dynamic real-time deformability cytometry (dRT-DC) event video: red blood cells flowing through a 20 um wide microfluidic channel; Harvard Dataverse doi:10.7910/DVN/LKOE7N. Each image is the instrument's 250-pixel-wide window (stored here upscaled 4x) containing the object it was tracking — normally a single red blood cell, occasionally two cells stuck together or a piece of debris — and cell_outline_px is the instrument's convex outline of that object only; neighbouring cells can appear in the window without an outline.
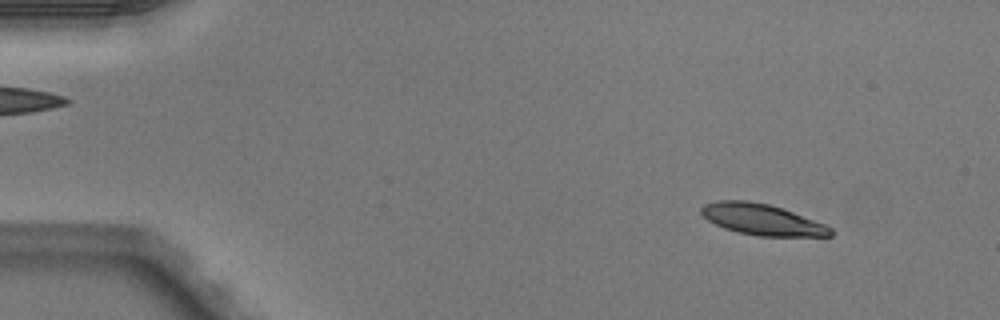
{"species": "Egyptian fruit bat (a non-hibernating species)", "species_latin": "Rousettus aegyptiacus", "temperature_condition": "warm", "stored_images_in_passage": 4, "camera_frame_rate_fps": 3000, "um_per_image_px": 0.085, "animal": {"sex": "male"}, "frame": {"image": 1, "passage_image": 1, "time_ms": 0.0, "image_size_px": [1000, 320], "cell_outline_px": [[836, 232], [832, 236], [760, 236], [736, 232], [724, 228], [708, 220], [700, 212], [700, 208], [704, 204], [716, 200], [744, 200], [768, 204], [828, 224]], "centroid_in_image_um": [64.8, 18.66], "position_along_channel_um": 20.2, "area_um2": 23.52}}
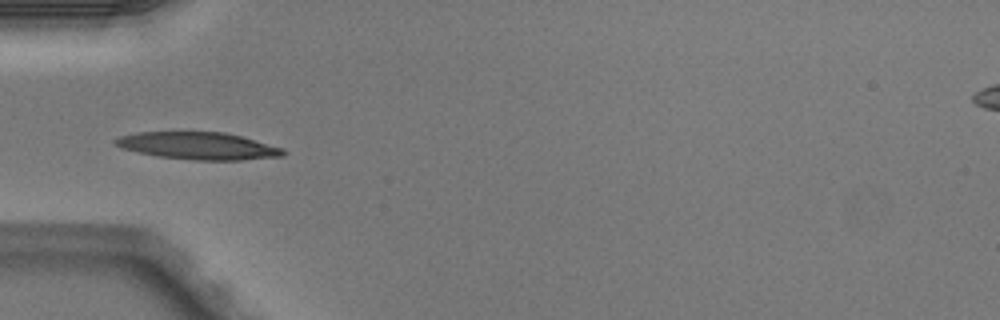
{"frame": {"image": 2, "passage_image": 4, "time_ms": 1.0, "image_size_px": [1000, 320], "cell_outline_px": [[288, 152], [284, 156], [240, 160], [196, 160], [160, 156], [120, 148], [112, 140], [120, 136], [136, 132], [224, 132], [240, 136], [284, 148]], "centroid_in_image_um": [16.88, 12.39], "position_along_channel_um": 68.1, "area_um2": 26.53}}